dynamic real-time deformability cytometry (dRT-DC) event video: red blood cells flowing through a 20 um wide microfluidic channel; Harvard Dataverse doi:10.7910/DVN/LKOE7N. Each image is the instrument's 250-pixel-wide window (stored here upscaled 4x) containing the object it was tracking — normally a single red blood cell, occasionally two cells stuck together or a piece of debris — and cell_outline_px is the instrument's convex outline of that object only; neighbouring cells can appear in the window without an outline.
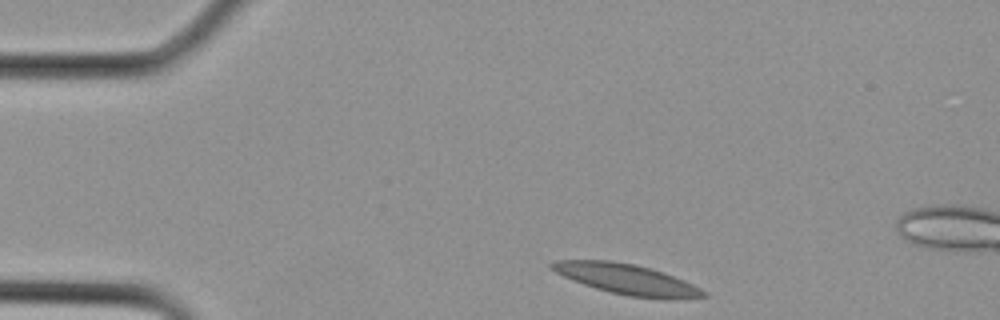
{"species": "Egyptian fruit bat (a non-hibernating species)", "species_latin": "Rousettus aegyptiacus", "temperature_condition": "cold", "stored_images_in_passage": 5, "camera_frame_rate_fps": 3000, "um_per_image_px": 0.085, "animal": {"sex": "female"}, "frame": {"image": 1, "passage_image": 1, "time_ms": 0.0, "image_size_px": [1000, 320], "cell_outline_px": [[708, 296], [628, 296], [596, 288], [572, 280], [548, 268], [548, 264], [556, 260], [608, 260], [636, 264], [664, 272], [684, 280], [708, 292]], "centroid_in_image_um": [53.15, 23.67], "position_along_channel_um": 31.9, "area_um2": 25.84}}